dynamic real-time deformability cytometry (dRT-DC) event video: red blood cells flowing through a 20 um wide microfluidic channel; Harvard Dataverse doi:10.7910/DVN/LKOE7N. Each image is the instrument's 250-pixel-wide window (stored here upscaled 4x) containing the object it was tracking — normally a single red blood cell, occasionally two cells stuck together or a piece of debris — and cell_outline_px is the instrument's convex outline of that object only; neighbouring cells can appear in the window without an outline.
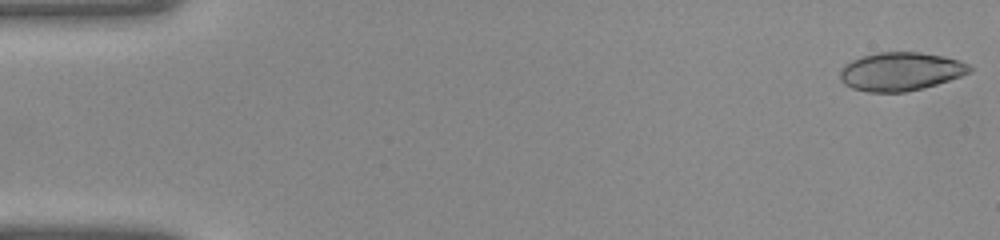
{"species": "common noctule bat (a hibernating species)", "species_latin": "Nyctalus noctula", "temperature_condition": "warm", "stored_images_in_passage": 40, "camera_frame_rate_fps": 3000, "um_per_image_px": 0.085, "animal": {"sex": "female", "body_mass_g": 22.0, "forearm_length_mm": 56.7}, "frame": {"image": 1, "passage_image": 1, "time_ms": 0.0, "image_size_px": [1000, 240], "cell_outline_px": [[972, 72], [936, 84], [904, 92], [868, 92], [852, 88], [844, 84], [840, 80], [840, 68], [844, 64], [860, 56], [880, 52], [920, 52], [944, 56], [960, 60], [968, 64], [972, 68]], "centroid_in_image_um": [76.52, 6.06], "position_along_channel_um": 8.5, "area_um2": 29.07}}
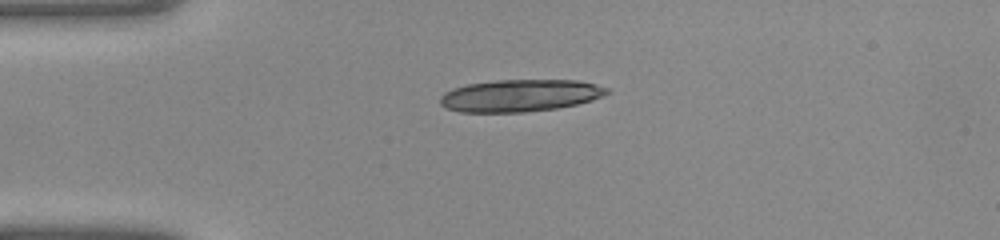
{"frame": {"image": 2, "passage_image": 10, "time_ms": 3.0, "image_size_px": [1000, 240], "cell_outline_px": [[608, 92], [592, 100], [576, 104], [556, 108], [524, 112], [460, 112], [444, 108], [440, 104], [440, 96], [444, 92], [452, 88], [468, 84], [496, 80], [576, 80], [608, 88]], "centroid_in_image_um": [44.12, 8.12], "position_along_channel_um": 40.9, "area_um2": 31.1}}
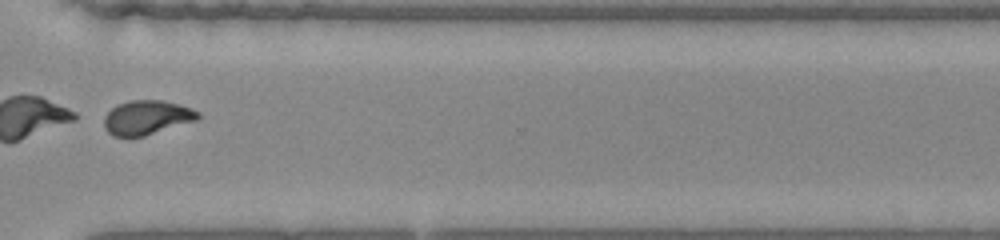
{"frame": {"image": 3, "passage_image": 31, "time_ms": 10.0, "image_size_px": [1000, 240], "cell_outline_px": [[200, 116], [196, 120], [144, 136], [112, 136], [104, 128], [104, 116], [112, 108], [120, 104], [132, 100], [164, 100], [180, 104], [192, 108], [200, 112]], "centroid_in_image_um": [12.49, 9.98], "position_along_channel_um": 358.1, "area_um2": 18.67}}